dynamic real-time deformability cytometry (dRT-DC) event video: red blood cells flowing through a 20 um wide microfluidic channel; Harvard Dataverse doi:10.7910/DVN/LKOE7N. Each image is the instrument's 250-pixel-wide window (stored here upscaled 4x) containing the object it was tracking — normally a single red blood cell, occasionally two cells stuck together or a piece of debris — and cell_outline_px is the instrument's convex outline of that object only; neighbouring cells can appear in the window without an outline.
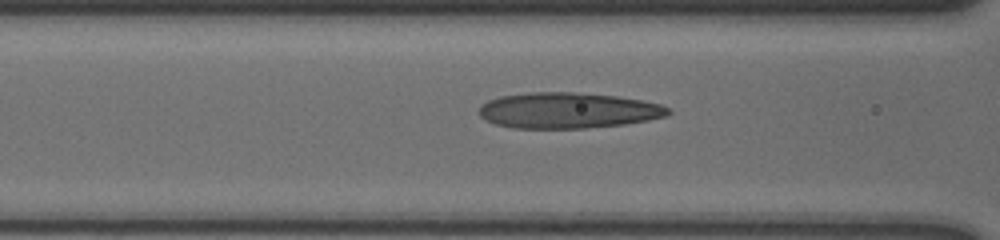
{"species": "human", "species_latin": "Homo sapiens", "temperature_condition": "cold", "stored_images_in_passage": 50, "camera_frame_rate_fps": 3000, "um_per_image_px": 0.085, "donor": {"sex": "male"}, "frame": {"image": 1, "passage_image": 24, "time_ms": 7.667, "image_size_px": [1000, 240], "cell_outline_px": [[672, 112], [668, 116], [648, 120], [624, 124], [584, 128], [512, 128], [496, 124], [484, 120], [480, 116], [480, 104], [488, 100], [500, 96], [528, 92], [572, 92], [616, 96], [640, 100], [660, 104], [668, 108]], "centroid_in_image_um": [48.25, 9.39], "position_along_channel_um": 118.3, "area_um2": 39.48}}
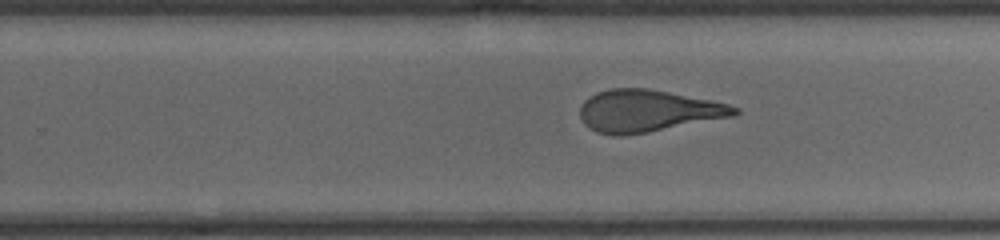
{"frame": {"image": 2, "passage_image": 37, "time_ms": 12.0, "image_size_px": [1000, 240], "cell_outline_px": [[740, 112], [736, 116], [648, 132], [620, 136], [612, 136], [596, 132], [584, 124], [580, 116], [580, 108], [584, 100], [596, 92], [612, 88], [644, 88], [668, 92], [728, 104], [740, 108]], "centroid_in_image_um": [55.05, 9.44], "position_along_channel_um": 274.8, "area_um2": 37.8}}
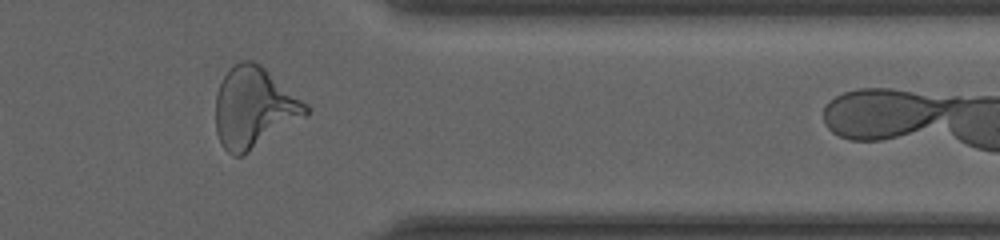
{"frame": {"image": 3, "passage_image": 47, "time_ms": 15.333, "image_size_px": [1000, 240], "cell_outline_px": [[308, 112], [304, 116], [244, 156], [232, 156], [224, 148], [216, 132], [216, 96], [220, 84], [224, 76], [232, 64], [240, 60], [252, 60], [260, 64], [308, 104]], "centroid_in_image_um": [21.57, 9.14], "position_along_channel_um": 389.8, "area_um2": 42.19}}